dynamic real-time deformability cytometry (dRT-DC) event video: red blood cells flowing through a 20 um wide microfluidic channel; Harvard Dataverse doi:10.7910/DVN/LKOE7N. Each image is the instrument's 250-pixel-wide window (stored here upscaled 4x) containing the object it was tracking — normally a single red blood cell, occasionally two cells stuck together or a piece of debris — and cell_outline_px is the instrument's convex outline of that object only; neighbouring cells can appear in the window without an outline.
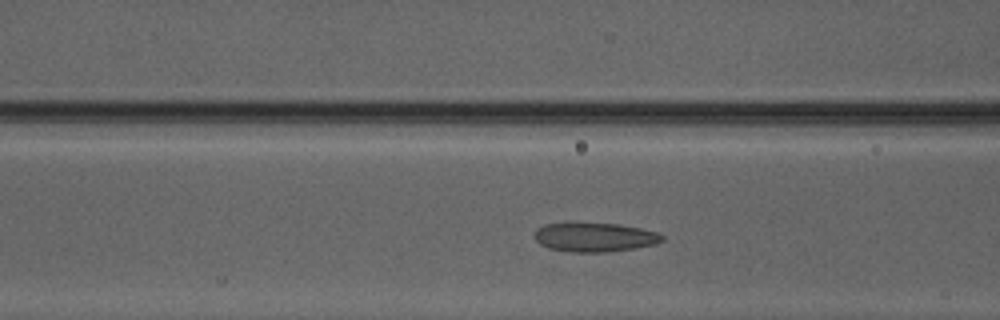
{"species": "Egyptian fruit bat (a non-hibernating species)", "species_latin": "Rousettus aegyptiacus", "temperature_condition": "warm", "stored_images_in_passage": 14, "camera_frame_rate_fps": 3000, "um_per_image_px": 0.085, "animal": {"sex": "male"}, "frame": {"image": 1, "passage_image": 4, "time_ms": 1.0, "image_size_px": [1000, 320], "cell_outline_px": [[664, 240], [656, 244], [636, 248], [604, 252], [572, 252], [548, 248], [540, 244], [532, 236], [536, 228], [544, 224], [620, 224], [660, 232], [664, 236]], "centroid_in_image_um": [50.56, 20.17], "position_along_channel_um": 116.0, "area_um2": 21.62}}
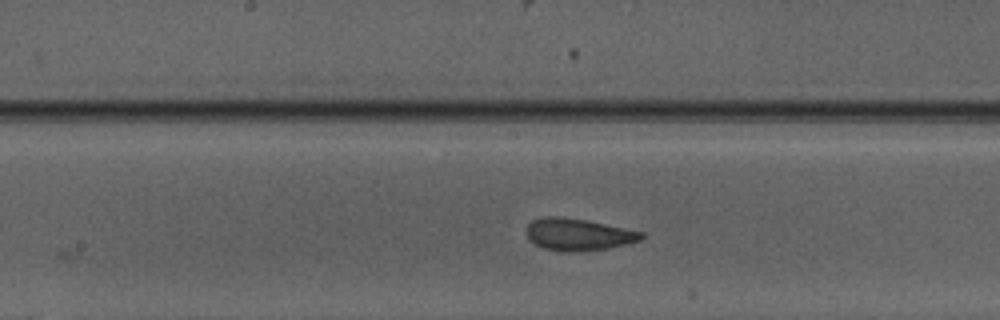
{"frame": {"image": 2, "passage_image": 10, "time_ms": 3.0, "image_size_px": [1000, 320], "cell_outline_px": [[644, 236], [640, 240], [608, 248], [576, 252], [564, 252], [544, 248], [528, 240], [524, 232], [528, 224], [532, 220], [544, 216], [560, 216], [584, 220], [644, 232]], "centroid_in_image_um": [49.08, 19.93], "position_along_channel_um": 199.1, "area_um2": 21.44}}
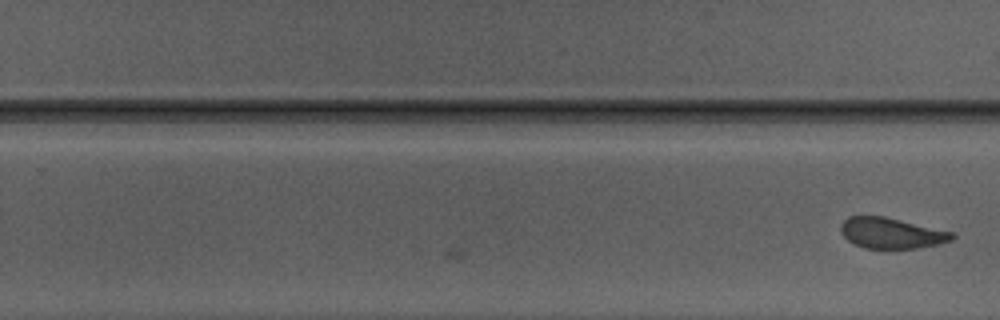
{"frame": {"image": 3, "passage_image": 14, "time_ms": 4.333, "image_size_px": [1000, 320], "cell_outline_px": [[956, 236], [952, 240], [940, 244], [920, 248], [864, 248], [848, 240], [840, 232], [840, 224], [848, 216], [884, 216], [956, 232]], "centroid_in_image_um": [75.82, 19.81], "position_along_channel_um": 254.0, "area_um2": 20.17}}